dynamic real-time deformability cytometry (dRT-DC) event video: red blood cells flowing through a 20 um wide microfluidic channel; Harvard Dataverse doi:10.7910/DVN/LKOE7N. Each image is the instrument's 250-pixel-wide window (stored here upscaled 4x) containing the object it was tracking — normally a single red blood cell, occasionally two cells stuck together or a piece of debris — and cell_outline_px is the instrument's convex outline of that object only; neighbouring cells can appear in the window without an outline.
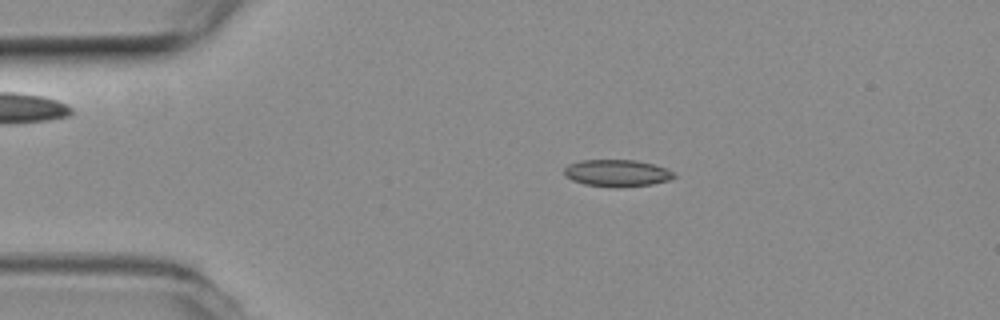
{"species": "common noctule bat (a hibernating species)", "species_latin": "Nyctalus noctula", "temperature_condition": "room temperature", "stored_images_in_passage": 46, "camera_frame_rate_fps": 3000, "um_per_image_px": 0.085, "animal": {"sex": "female", "body_mass_g": 19.3, "forearm_length_mm": 54.1}, "frame": {"image": 1, "passage_image": 10, "time_ms": 3.0, "image_size_px": [1000, 320], "cell_outline_px": [[676, 176], [668, 180], [652, 184], [584, 184], [572, 180], [564, 176], [564, 168], [568, 164], [580, 160], [636, 160], [668, 168]], "centroid_in_image_um": [52.41, 14.65], "position_along_channel_um": 32.6, "area_um2": 16.36}}
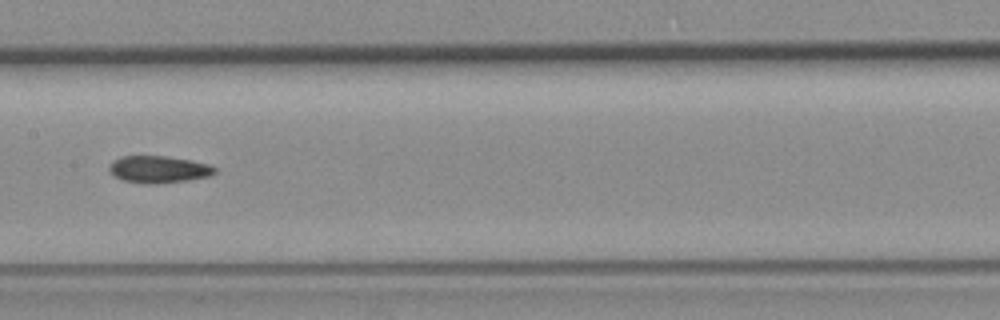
{"frame": {"image": 2, "passage_image": 26, "time_ms": 8.333, "image_size_px": [1000, 320], "cell_outline_px": [[216, 172], [208, 176], [188, 180], [156, 184], [148, 184], [124, 180], [116, 176], [108, 168], [120, 156], [164, 156], [192, 160], [208, 164], [216, 168]], "centroid_in_image_um": [13.53, 14.39], "position_along_channel_um": 193.9, "area_um2": 16.36}}
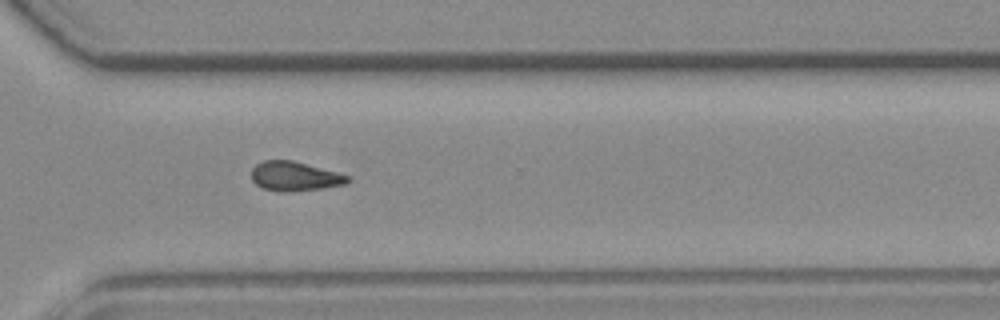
{"frame": {"image": 3, "passage_image": 38, "time_ms": 12.333, "image_size_px": [1000, 320], "cell_outline_px": [[352, 180], [348, 184], [324, 188], [292, 192], [280, 192], [264, 188], [256, 184], [252, 180], [252, 168], [256, 164], [264, 160], [292, 160], [352, 176]], "centroid_in_image_um": [25.11, 14.99], "position_along_channel_um": 345.5, "area_um2": 16.7}, "authors_computed_cell_mechanics": {"area_um2": 16.9643, "velocity_mm_per_s": 3.7973, "shape_relaxation_time_tau1_ms": 10.6918, "shape_relaxation_time_tau2_ms": 4.2166, "deformation_change_tau1": 0.168, "deformation_change_tau2": 0.0864}}